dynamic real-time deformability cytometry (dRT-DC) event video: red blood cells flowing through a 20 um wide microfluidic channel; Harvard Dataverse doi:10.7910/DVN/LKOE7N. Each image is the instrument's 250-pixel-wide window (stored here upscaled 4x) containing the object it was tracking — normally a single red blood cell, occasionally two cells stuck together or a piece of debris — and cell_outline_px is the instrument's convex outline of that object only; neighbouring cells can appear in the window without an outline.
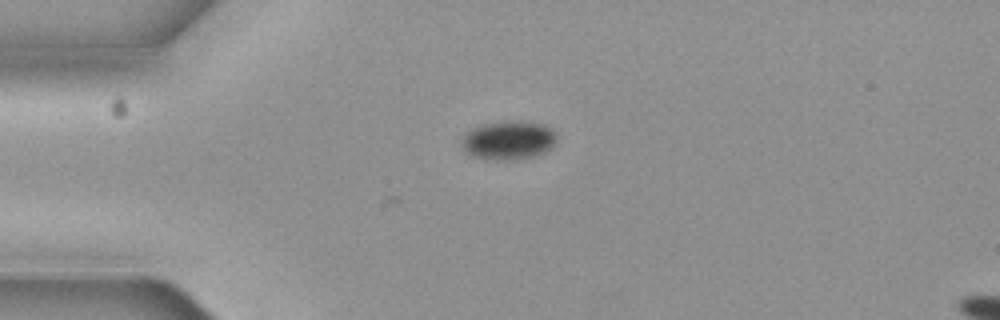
{"species": "common noctule bat (a hibernating species)", "species_latin": "Nyctalus noctula", "temperature_condition": "cold", "stored_images_in_passage": 2, "camera_frame_rate_fps": 3000, "um_per_image_px": 0.085, "animal": {"sex": "female", "body_mass_g": 19.3, "forearm_length_mm": 54.1}, "frame": {"image": 1, "passage_image": 1, "time_ms": 0.0, "image_size_px": [1000, 320], "cell_outline_px": [[556, 144], [548, 152], [536, 156], [516, 160], [488, 160], [472, 156], [464, 148], [464, 136], [472, 128], [484, 124], [512, 120], [520, 120], [544, 124], [552, 128], [556, 132]], "centroid_in_image_um": [43.32, 11.93], "position_along_channel_um": 41.7, "area_um2": 21.79}}